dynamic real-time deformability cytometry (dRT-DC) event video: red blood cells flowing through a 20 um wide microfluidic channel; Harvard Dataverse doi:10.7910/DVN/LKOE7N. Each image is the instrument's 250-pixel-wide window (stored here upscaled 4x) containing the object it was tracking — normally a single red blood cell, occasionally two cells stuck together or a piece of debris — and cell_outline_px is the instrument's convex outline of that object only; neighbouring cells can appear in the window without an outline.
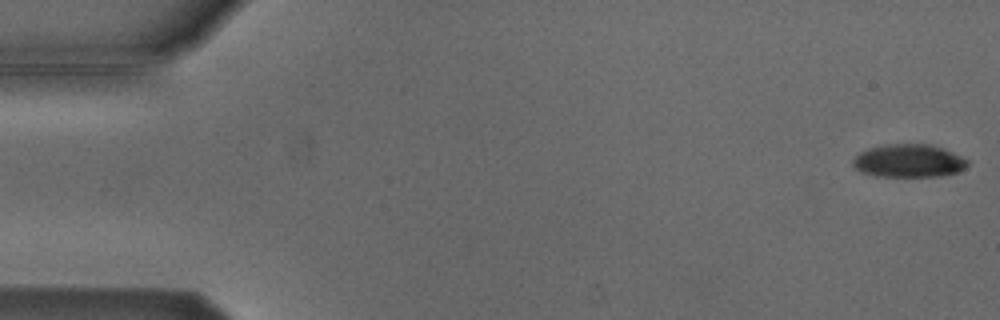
{"species": "Egyptian fruit bat (a non-hibernating species)", "species_latin": "Rousettus aegyptiacus", "temperature_condition": "cold", "stored_images_in_passage": 5, "camera_frame_rate_fps": 3000, "um_per_image_px": 0.085, "animal": {"sex": "male"}, "frame": {"image": 1, "passage_image": 1, "time_ms": 0.0, "image_size_px": [1000, 320], "cell_outline_px": [[968, 164], [964, 168], [956, 172], [940, 176], [876, 176], [860, 172], [852, 164], [852, 160], [860, 152], [872, 148], [888, 144], [928, 144], [944, 148], [968, 160]], "centroid_in_image_um": [77.24, 13.67], "position_along_channel_um": 7.8, "area_um2": 21.85}}